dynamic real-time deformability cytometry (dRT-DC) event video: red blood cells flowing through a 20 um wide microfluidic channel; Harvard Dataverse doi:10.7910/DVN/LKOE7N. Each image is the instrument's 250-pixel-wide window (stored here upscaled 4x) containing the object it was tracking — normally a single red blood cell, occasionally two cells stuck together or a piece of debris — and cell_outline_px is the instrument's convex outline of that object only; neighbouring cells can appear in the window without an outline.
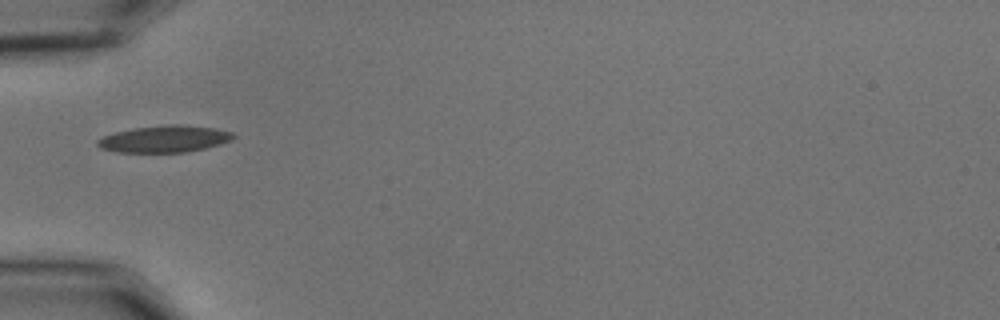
{"species": "common noctule bat (a hibernating species)", "species_latin": "Nyctalus noctula", "temperature_condition": "cold", "stored_images_in_passage": 26, "camera_frame_rate_fps": 3000, "um_per_image_px": 0.085, "animal": {"sex": "male", "body_mass_g": 15.6}, "frame": {"image": 1, "passage_image": 1, "time_ms": 0.0, "image_size_px": [1000, 320], "cell_outline_px": [[236, 136], [232, 140], [220, 144], [204, 148], [184, 152], [116, 152], [100, 148], [96, 144], [96, 140], [104, 136], [116, 132], [136, 128], [168, 124], [180, 124], [216, 128], [232, 132]], "centroid_in_image_um": [13.99, 11.81], "position_along_channel_um": 71.0, "area_um2": 21.15}}
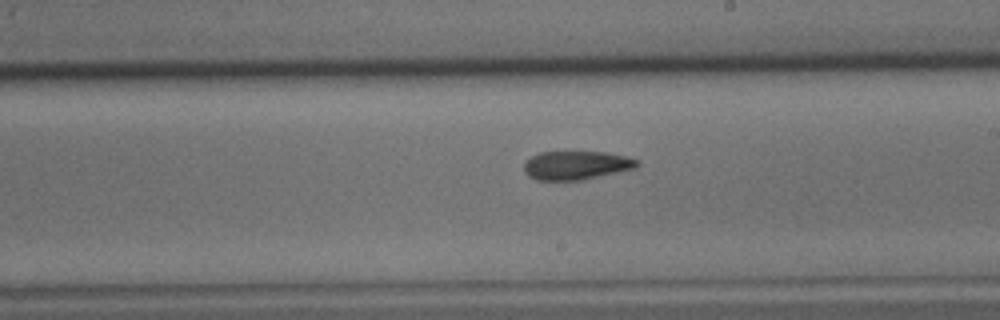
{"frame": {"image": 2, "passage_image": 15, "time_ms": 4.667, "image_size_px": [1000, 320], "cell_outline_px": [[640, 164], [636, 168], [620, 172], [580, 180], [536, 180], [528, 176], [524, 172], [524, 164], [532, 156], [540, 152], [604, 152], [624, 156], [640, 160]], "centroid_in_image_um": [49.0, 14.05], "position_along_channel_um": 240.0, "area_um2": 18.9}}
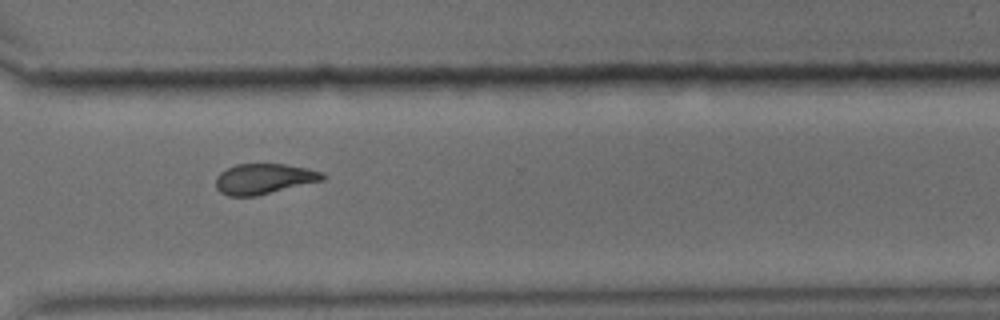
{"frame": {"image": 3, "passage_image": 24, "time_ms": 7.667, "image_size_px": [1000, 320], "cell_outline_px": [[324, 180], [256, 196], [228, 196], [220, 192], [216, 188], [216, 176], [220, 172], [236, 164], [284, 164], [308, 168], [324, 172]], "centroid_in_image_um": [22.43, 15.2], "position_along_channel_um": 348.2, "area_um2": 18.96}, "authors_computed_cell_mechanics": {"area_um2": 19.5942, "velocity_mm_per_s": 3.6109, "shape_relaxation_time_tau1_ms": 4.9149, "shape_relaxation_time_tau2_ms": 3.2887, "deformation_change_tau1": 0.1463, "deformation_change_tau2": 0.1022}}